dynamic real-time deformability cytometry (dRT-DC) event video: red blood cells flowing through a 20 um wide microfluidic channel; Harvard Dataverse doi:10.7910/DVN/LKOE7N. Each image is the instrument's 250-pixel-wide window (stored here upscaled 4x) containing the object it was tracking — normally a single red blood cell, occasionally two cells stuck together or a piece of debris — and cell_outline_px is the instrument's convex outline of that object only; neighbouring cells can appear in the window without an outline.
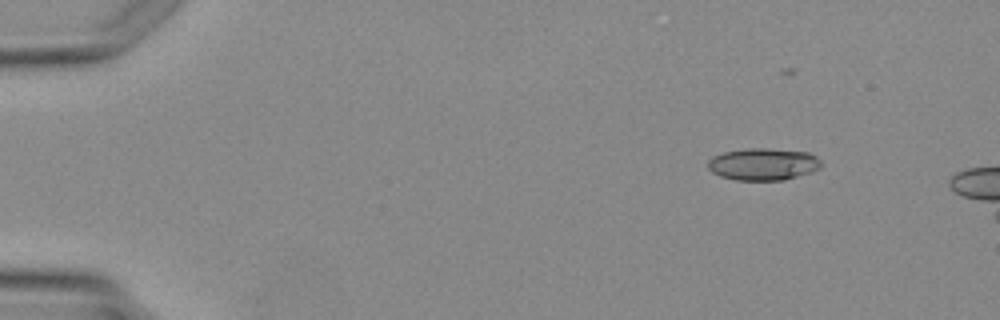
{"species": "Egyptian fruit bat (a non-hibernating species)", "species_latin": "Rousettus aegyptiacus", "temperature_condition": "warm", "stored_images_in_passage": 3, "camera_frame_rate_fps": 3000, "um_per_image_px": 0.085, "animal": {"sex": "female"}, "frame": {"image": 1, "passage_image": 1, "time_ms": 0.0, "image_size_px": [1000, 320], "cell_outline_px": [[824, 164], [820, 168], [812, 172], [784, 180], [736, 180], [720, 176], [712, 172], [708, 168], [708, 160], [712, 156], [724, 152], [748, 148], [768, 148], [808, 152], [816, 156]], "centroid_in_image_um": [64.89, 13.95], "position_along_channel_um": 20.1, "area_um2": 21.39}}